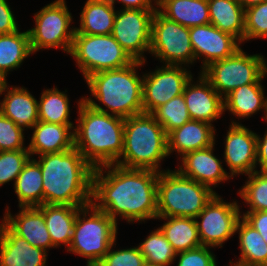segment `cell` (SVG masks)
<instances>
[{"mask_svg": "<svg viewBox=\"0 0 267 266\" xmlns=\"http://www.w3.org/2000/svg\"><path fill=\"white\" fill-rule=\"evenodd\" d=\"M201 73L224 98L243 85L257 83L267 73V61L263 55L246 54L240 47L232 56L210 63Z\"/></svg>", "mask_w": 267, "mask_h": 266, "instance_id": "8", "label": "cell"}, {"mask_svg": "<svg viewBox=\"0 0 267 266\" xmlns=\"http://www.w3.org/2000/svg\"><path fill=\"white\" fill-rule=\"evenodd\" d=\"M235 233L239 234L240 258L230 262L240 266H267V243L258 231L241 217Z\"/></svg>", "mask_w": 267, "mask_h": 266, "instance_id": "29", "label": "cell"}, {"mask_svg": "<svg viewBox=\"0 0 267 266\" xmlns=\"http://www.w3.org/2000/svg\"><path fill=\"white\" fill-rule=\"evenodd\" d=\"M69 54L84 79L100 71L128 66L134 61L111 34H74Z\"/></svg>", "mask_w": 267, "mask_h": 266, "instance_id": "9", "label": "cell"}, {"mask_svg": "<svg viewBox=\"0 0 267 266\" xmlns=\"http://www.w3.org/2000/svg\"><path fill=\"white\" fill-rule=\"evenodd\" d=\"M229 266H240V265H237L235 263L230 262V265Z\"/></svg>", "mask_w": 267, "mask_h": 266, "instance_id": "49", "label": "cell"}, {"mask_svg": "<svg viewBox=\"0 0 267 266\" xmlns=\"http://www.w3.org/2000/svg\"><path fill=\"white\" fill-rule=\"evenodd\" d=\"M32 53L28 30L0 35V76L7 81L9 71L20 68Z\"/></svg>", "mask_w": 267, "mask_h": 266, "instance_id": "30", "label": "cell"}, {"mask_svg": "<svg viewBox=\"0 0 267 266\" xmlns=\"http://www.w3.org/2000/svg\"><path fill=\"white\" fill-rule=\"evenodd\" d=\"M256 164L260 166L259 172L267 173V130L262 138L257 135Z\"/></svg>", "mask_w": 267, "mask_h": 266, "instance_id": "44", "label": "cell"}, {"mask_svg": "<svg viewBox=\"0 0 267 266\" xmlns=\"http://www.w3.org/2000/svg\"><path fill=\"white\" fill-rule=\"evenodd\" d=\"M267 38V1L245 9L244 42Z\"/></svg>", "mask_w": 267, "mask_h": 266, "instance_id": "38", "label": "cell"}, {"mask_svg": "<svg viewBox=\"0 0 267 266\" xmlns=\"http://www.w3.org/2000/svg\"><path fill=\"white\" fill-rule=\"evenodd\" d=\"M217 193L178 170L159 172L157 179V217L195 218Z\"/></svg>", "mask_w": 267, "mask_h": 266, "instance_id": "6", "label": "cell"}, {"mask_svg": "<svg viewBox=\"0 0 267 266\" xmlns=\"http://www.w3.org/2000/svg\"><path fill=\"white\" fill-rule=\"evenodd\" d=\"M17 215H12L9 206L2 221L19 237L32 246L46 251L52 248V240L47 230L44 215L37 207H20Z\"/></svg>", "mask_w": 267, "mask_h": 266, "instance_id": "20", "label": "cell"}, {"mask_svg": "<svg viewBox=\"0 0 267 266\" xmlns=\"http://www.w3.org/2000/svg\"><path fill=\"white\" fill-rule=\"evenodd\" d=\"M8 87L5 81L0 91V96L4 93V98L0 102V112L24 130L32 129L39 121L37 99L23 86Z\"/></svg>", "mask_w": 267, "mask_h": 266, "instance_id": "21", "label": "cell"}, {"mask_svg": "<svg viewBox=\"0 0 267 266\" xmlns=\"http://www.w3.org/2000/svg\"><path fill=\"white\" fill-rule=\"evenodd\" d=\"M30 158L28 150L0 151V187L10 181L15 183Z\"/></svg>", "mask_w": 267, "mask_h": 266, "instance_id": "37", "label": "cell"}, {"mask_svg": "<svg viewBox=\"0 0 267 266\" xmlns=\"http://www.w3.org/2000/svg\"><path fill=\"white\" fill-rule=\"evenodd\" d=\"M13 185L19 208L43 205L41 167L33 158L24 165Z\"/></svg>", "mask_w": 267, "mask_h": 266, "instance_id": "32", "label": "cell"}, {"mask_svg": "<svg viewBox=\"0 0 267 266\" xmlns=\"http://www.w3.org/2000/svg\"><path fill=\"white\" fill-rule=\"evenodd\" d=\"M16 19L6 0H0V35L18 31Z\"/></svg>", "mask_w": 267, "mask_h": 266, "instance_id": "42", "label": "cell"}, {"mask_svg": "<svg viewBox=\"0 0 267 266\" xmlns=\"http://www.w3.org/2000/svg\"><path fill=\"white\" fill-rule=\"evenodd\" d=\"M226 134L223 157L229 167L230 177L234 178V175L239 174L249 175L257 171V133L232 120Z\"/></svg>", "mask_w": 267, "mask_h": 266, "instance_id": "15", "label": "cell"}, {"mask_svg": "<svg viewBox=\"0 0 267 266\" xmlns=\"http://www.w3.org/2000/svg\"><path fill=\"white\" fill-rule=\"evenodd\" d=\"M166 220L159 227L176 253L202 246L196 221L188 217H157ZM168 220V221H167Z\"/></svg>", "mask_w": 267, "mask_h": 266, "instance_id": "31", "label": "cell"}, {"mask_svg": "<svg viewBox=\"0 0 267 266\" xmlns=\"http://www.w3.org/2000/svg\"><path fill=\"white\" fill-rule=\"evenodd\" d=\"M216 129L213 125L198 120H189L167 135L168 154L177 152L179 159L185 154L215 144Z\"/></svg>", "mask_w": 267, "mask_h": 266, "instance_id": "23", "label": "cell"}, {"mask_svg": "<svg viewBox=\"0 0 267 266\" xmlns=\"http://www.w3.org/2000/svg\"><path fill=\"white\" fill-rule=\"evenodd\" d=\"M107 1H109L113 6L116 2L122 3V5L124 6V7L122 6L123 9L157 10L158 0H107Z\"/></svg>", "mask_w": 267, "mask_h": 266, "instance_id": "45", "label": "cell"}, {"mask_svg": "<svg viewBox=\"0 0 267 266\" xmlns=\"http://www.w3.org/2000/svg\"><path fill=\"white\" fill-rule=\"evenodd\" d=\"M267 76V73L253 84L243 85L223 98L224 112L229 111L238 119H244L255 115L264 110L262 117L267 121V97L264 95V87L261 81Z\"/></svg>", "mask_w": 267, "mask_h": 266, "instance_id": "24", "label": "cell"}, {"mask_svg": "<svg viewBox=\"0 0 267 266\" xmlns=\"http://www.w3.org/2000/svg\"><path fill=\"white\" fill-rule=\"evenodd\" d=\"M199 75L197 83L193 82V77L186 83L183 96L191 119L213 125L224 113L223 98L201 72Z\"/></svg>", "mask_w": 267, "mask_h": 266, "instance_id": "17", "label": "cell"}, {"mask_svg": "<svg viewBox=\"0 0 267 266\" xmlns=\"http://www.w3.org/2000/svg\"><path fill=\"white\" fill-rule=\"evenodd\" d=\"M189 33L195 60L203 59L201 70L214 61L232 56L241 47L235 37L210 23L190 27Z\"/></svg>", "mask_w": 267, "mask_h": 266, "instance_id": "16", "label": "cell"}, {"mask_svg": "<svg viewBox=\"0 0 267 266\" xmlns=\"http://www.w3.org/2000/svg\"><path fill=\"white\" fill-rule=\"evenodd\" d=\"M74 125L38 121L27 147L31 158L48 153H58L74 148Z\"/></svg>", "mask_w": 267, "mask_h": 266, "instance_id": "22", "label": "cell"}, {"mask_svg": "<svg viewBox=\"0 0 267 266\" xmlns=\"http://www.w3.org/2000/svg\"><path fill=\"white\" fill-rule=\"evenodd\" d=\"M116 9L107 0H87L74 34L106 35L113 30Z\"/></svg>", "mask_w": 267, "mask_h": 266, "instance_id": "27", "label": "cell"}, {"mask_svg": "<svg viewBox=\"0 0 267 266\" xmlns=\"http://www.w3.org/2000/svg\"><path fill=\"white\" fill-rule=\"evenodd\" d=\"M117 230V223L104 211L86 205L76 215L67 252L86 258V266H96L116 241Z\"/></svg>", "mask_w": 267, "mask_h": 266, "instance_id": "7", "label": "cell"}, {"mask_svg": "<svg viewBox=\"0 0 267 266\" xmlns=\"http://www.w3.org/2000/svg\"><path fill=\"white\" fill-rule=\"evenodd\" d=\"M47 251L32 246L0 223V266H47Z\"/></svg>", "mask_w": 267, "mask_h": 266, "instance_id": "19", "label": "cell"}, {"mask_svg": "<svg viewBox=\"0 0 267 266\" xmlns=\"http://www.w3.org/2000/svg\"><path fill=\"white\" fill-rule=\"evenodd\" d=\"M142 266H160V265H155L153 263H148V262L145 261Z\"/></svg>", "mask_w": 267, "mask_h": 266, "instance_id": "47", "label": "cell"}, {"mask_svg": "<svg viewBox=\"0 0 267 266\" xmlns=\"http://www.w3.org/2000/svg\"><path fill=\"white\" fill-rule=\"evenodd\" d=\"M211 247L199 246L197 248L176 253L179 259L176 266H217Z\"/></svg>", "mask_w": 267, "mask_h": 266, "instance_id": "41", "label": "cell"}, {"mask_svg": "<svg viewBox=\"0 0 267 266\" xmlns=\"http://www.w3.org/2000/svg\"><path fill=\"white\" fill-rule=\"evenodd\" d=\"M242 218L262 236L267 243V211L243 212Z\"/></svg>", "mask_w": 267, "mask_h": 266, "instance_id": "43", "label": "cell"}, {"mask_svg": "<svg viewBox=\"0 0 267 266\" xmlns=\"http://www.w3.org/2000/svg\"><path fill=\"white\" fill-rule=\"evenodd\" d=\"M182 65H162L143 74V113L152 114L158 107L183 94L186 83L193 77Z\"/></svg>", "mask_w": 267, "mask_h": 266, "instance_id": "14", "label": "cell"}, {"mask_svg": "<svg viewBox=\"0 0 267 266\" xmlns=\"http://www.w3.org/2000/svg\"><path fill=\"white\" fill-rule=\"evenodd\" d=\"M65 92L60 91L55 86L46 89L41 93L38 101L39 121L54 124H73L70 121L69 98Z\"/></svg>", "mask_w": 267, "mask_h": 266, "instance_id": "33", "label": "cell"}, {"mask_svg": "<svg viewBox=\"0 0 267 266\" xmlns=\"http://www.w3.org/2000/svg\"><path fill=\"white\" fill-rule=\"evenodd\" d=\"M42 172L43 204L84 207L91 204L94 168L74 147L38 156Z\"/></svg>", "mask_w": 267, "mask_h": 266, "instance_id": "2", "label": "cell"}, {"mask_svg": "<svg viewBox=\"0 0 267 266\" xmlns=\"http://www.w3.org/2000/svg\"><path fill=\"white\" fill-rule=\"evenodd\" d=\"M5 80L0 76V91L2 88V85L4 84Z\"/></svg>", "mask_w": 267, "mask_h": 266, "instance_id": "48", "label": "cell"}, {"mask_svg": "<svg viewBox=\"0 0 267 266\" xmlns=\"http://www.w3.org/2000/svg\"><path fill=\"white\" fill-rule=\"evenodd\" d=\"M238 194L249 206L246 212L267 211V173L254 171Z\"/></svg>", "mask_w": 267, "mask_h": 266, "instance_id": "35", "label": "cell"}, {"mask_svg": "<svg viewBox=\"0 0 267 266\" xmlns=\"http://www.w3.org/2000/svg\"><path fill=\"white\" fill-rule=\"evenodd\" d=\"M78 106L74 147L93 168L116 164L123 152L125 119L93 110L83 98Z\"/></svg>", "mask_w": 267, "mask_h": 266, "instance_id": "3", "label": "cell"}, {"mask_svg": "<svg viewBox=\"0 0 267 266\" xmlns=\"http://www.w3.org/2000/svg\"><path fill=\"white\" fill-rule=\"evenodd\" d=\"M23 132V128L0 112V151L28 150Z\"/></svg>", "mask_w": 267, "mask_h": 266, "instance_id": "39", "label": "cell"}, {"mask_svg": "<svg viewBox=\"0 0 267 266\" xmlns=\"http://www.w3.org/2000/svg\"><path fill=\"white\" fill-rule=\"evenodd\" d=\"M155 11L142 9L116 11L111 35L133 60L146 62L143 54L150 50Z\"/></svg>", "mask_w": 267, "mask_h": 266, "instance_id": "13", "label": "cell"}, {"mask_svg": "<svg viewBox=\"0 0 267 266\" xmlns=\"http://www.w3.org/2000/svg\"><path fill=\"white\" fill-rule=\"evenodd\" d=\"M158 175L154 170L128 169L116 164L94 168L91 203L116 223L117 217L128 223L155 219Z\"/></svg>", "mask_w": 267, "mask_h": 266, "instance_id": "1", "label": "cell"}, {"mask_svg": "<svg viewBox=\"0 0 267 266\" xmlns=\"http://www.w3.org/2000/svg\"><path fill=\"white\" fill-rule=\"evenodd\" d=\"M168 156L167 134L152 114L125 119L123 152L116 165L161 172L160 162Z\"/></svg>", "mask_w": 267, "mask_h": 266, "instance_id": "5", "label": "cell"}, {"mask_svg": "<svg viewBox=\"0 0 267 266\" xmlns=\"http://www.w3.org/2000/svg\"><path fill=\"white\" fill-rule=\"evenodd\" d=\"M215 144L210 147L196 150L185 154L180 158L178 171L198 183L210 188L217 186L220 182H225L231 177L223 168L222 162L213 153Z\"/></svg>", "mask_w": 267, "mask_h": 266, "instance_id": "18", "label": "cell"}, {"mask_svg": "<svg viewBox=\"0 0 267 266\" xmlns=\"http://www.w3.org/2000/svg\"><path fill=\"white\" fill-rule=\"evenodd\" d=\"M144 63L134 60L128 66L100 71L85 79L91 96L107 109L91 97H82L83 101L93 110L123 119L143 113V76L140 77L137 71Z\"/></svg>", "mask_w": 267, "mask_h": 266, "instance_id": "4", "label": "cell"}, {"mask_svg": "<svg viewBox=\"0 0 267 266\" xmlns=\"http://www.w3.org/2000/svg\"><path fill=\"white\" fill-rule=\"evenodd\" d=\"M35 26L28 29L32 53L42 49L60 48L70 53L75 27L65 0H55L34 14Z\"/></svg>", "mask_w": 267, "mask_h": 266, "instance_id": "10", "label": "cell"}, {"mask_svg": "<svg viewBox=\"0 0 267 266\" xmlns=\"http://www.w3.org/2000/svg\"><path fill=\"white\" fill-rule=\"evenodd\" d=\"M152 115L162 125L167 135L191 120L183 94L158 107Z\"/></svg>", "mask_w": 267, "mask_h": 266, "instance_id": "36", "label": "cell"}, {"mask_svg": "<svg viewBox=\"0 0 267 266\" xmlns=\"http://www.w3.org/2000/svg\"><path fill=\"white\" fill-rule=\"evenodd\" d=\"M44 215V221L52 240V247L61 244L68 249L73 234L76 215L82 207L59 204H43L37 207Z\"/></svg>", "mask_w": 267, "mask_h": 266, "instance_id": "25", "label": "cell"}, {"mask_svg": "<svg viewBox=\"0 0 267 266\" xmlns=\"http://www.w3.org/2000/svg\"><path fill=\"white\" fill-rule=\"evenodd\" d=\"M244 9L260 4L267 0H236Z\"/></svg>", "mask_w": 267, "mask_h": 266, "instance_id": "46", "label": "cell"}, {"mask_svg": "<svg viewBox=\"0 0 267 266\" xmlns=\"http://www.w3.org/2000/svg\"><path fill=\"white\" fill-rule=\"evenodd\" d=\"M116 241L96 266H142L145 262L139 247L113 250Z\"/></svg>", "mask_w": 267, "mask_h": 266, "instance_id": "40", "label": "cell"}, {"mask_svg": "<svg viewBox=\"0 0 267 266\" xmlns=\"http://www.w3.org/2000/svg\"><path fill=\"white\" fill-rule=\"evenodd\" d=\"M138 245L141 254L148 263L160 266H171L176 261V252L162 231L157 228Z\"/></svg>", "mask_w": 267, "mask_h": 266, "instance_id": "34", "label": "cell"}, {"mask_svg": "<svg viewBox=\"0 0 267 266\" xmlns=\"http://www.w3.org/2000/svg\"><path fill=\"white\" fill-rule=\"evenodd\" d=\"M239 208L237 200L226 202L216 194L194 218L201 244L211 248L223 247V243L236 232L237 223L242 217Z\"/></svg>", "mask_w": 267, "mask_h": 266, "instance_id": "12", "label": "cell"}, {"mask_svg": "<svg viewBox=\"0 0 267 266\" xmlns=\"http://www.w3.org/2000/svg\"><path fill=\"white\" fill-rule=\"evenodd\" d=\"M210 24L244 42L245 9L236 0H208Z\"/></svg>", "mask_w": 267, "mask_h": 266, "instance_id": "28", "label": "cell"}, {"mask_svg": "<svg viewBox=\"0 0 267 266\" xmlns=\"http://www.w3.org/2000/svg\"><path fill=\"white\" fill-rule=\"evenodd\" d=\"M157 10L189 28L210 23L208 0H158Z\"/></svg>", "mask_w": 267, "mask_h": 266, "instance_id": "26", "label": "cell"}, {"mask_svg": "<svg viewBox=\"0 0 267 266\" xmlns=\"http://www.w3.org/2000/svg\"><path fill=\"white\" fill-rule=\"evenodd\" d=\"M149 53L165 65L189 67L196 62L189 27L167 19L158 10L152 20Z\"/></svg>", "mask_w": 267, "mask_h": 266, "instance_id": "11", "label": "cell"}]
</instances>
